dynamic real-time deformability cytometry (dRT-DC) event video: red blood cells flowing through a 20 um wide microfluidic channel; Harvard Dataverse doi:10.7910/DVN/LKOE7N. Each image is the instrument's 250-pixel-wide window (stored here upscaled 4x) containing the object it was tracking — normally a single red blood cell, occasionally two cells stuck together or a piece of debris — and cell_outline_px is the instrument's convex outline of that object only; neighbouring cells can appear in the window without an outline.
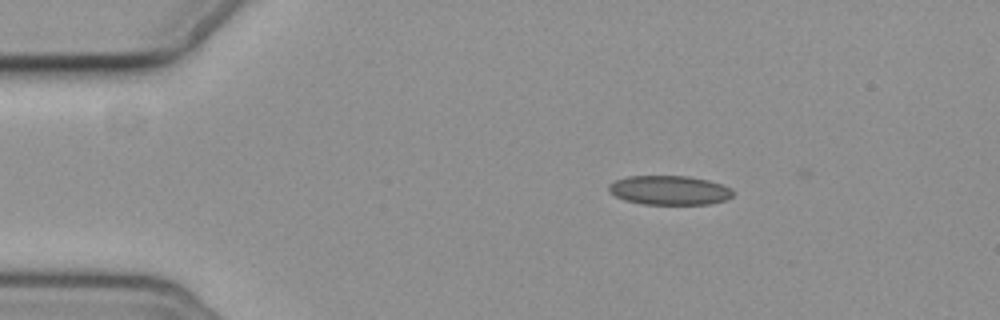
{"species": "common noctule bat (a hibernating species)", "species_latin": "Nyctalus noctula", "temperature_condition": "cold", "stored_images_in_passage": 4, "segment_of_instrument_passage": [1, 2], "camera_frame_rate_fps": 3000, "um_per_image_px": 0.085, "animal": {"sex": "female", "body_mass_g": 19.3, "forearm_length_mm": 54.1}, "frame": {"image": 1, "passage_image": 2, "time_ms": 1.333, "image_size_px": [1000, 320], "cell_outline_px": [[736, 192], [732, 196], [724, 200], [708, 204], [644, 204], [624, 200], [616, 196], [608, 188], [608, 184], [616, 180], [628, 176], [688, 176], [708, 180], [732, 188]], "centroid_in_image_um": [56.92, 16.17], "position_along_channel_um": 28.1, "area_um2": 21.1}}